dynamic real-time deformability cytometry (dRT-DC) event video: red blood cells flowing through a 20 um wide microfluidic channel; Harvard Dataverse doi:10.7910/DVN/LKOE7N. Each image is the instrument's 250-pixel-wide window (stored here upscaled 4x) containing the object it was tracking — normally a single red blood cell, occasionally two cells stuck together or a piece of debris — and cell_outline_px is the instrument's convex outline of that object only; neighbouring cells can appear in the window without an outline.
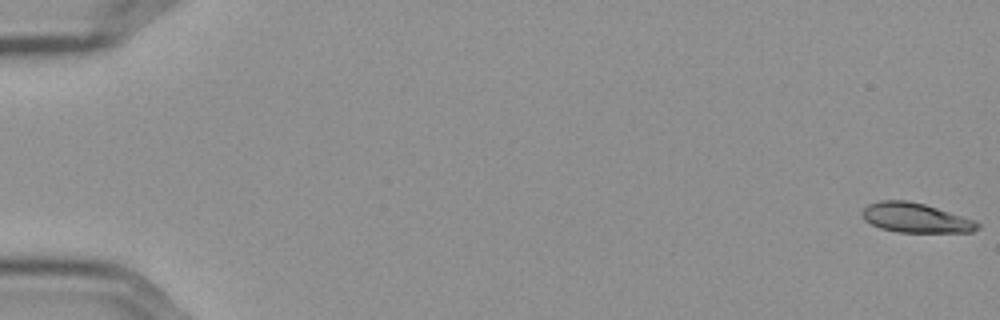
{"species": "Egyptian fruit bat (a non-hibernating species)", "species_latin": "Rousettus aegyptiacus", "temperature_condition": "cold", "stored_images_in_passage": 14, "camera_frame_rate_fps": 3000, "um_per_image_px": 0.085, "frame": {"image": 1, "passage_image": 1, "time_ms": 0.0, "image_size_px": [1000, 320], "cell_outline_px": [[980, 228], [972, 232], [896, 232], [880, 228], [864, 220], [860, 212], [868, 204], [880, 200], [908, 200], [924, 204], [972, 220], [980, 224]], "centroid_in_image_um": [77.76, 18.52], "position_along_channel_um": 7.2, "area_um2": 19.71}}